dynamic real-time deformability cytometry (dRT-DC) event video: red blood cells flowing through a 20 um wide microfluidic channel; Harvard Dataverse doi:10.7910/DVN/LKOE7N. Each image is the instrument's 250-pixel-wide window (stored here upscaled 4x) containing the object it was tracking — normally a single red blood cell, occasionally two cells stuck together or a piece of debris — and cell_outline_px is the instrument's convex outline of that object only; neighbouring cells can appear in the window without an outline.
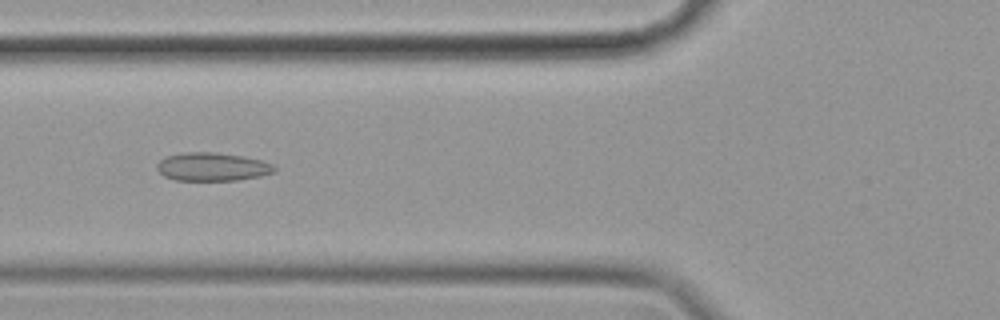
{"species": "common noctule bat (a hibernating species)", "species_latin": "Nyctalus noctula", "temperature_condition": "cold", "stored_images_in_passage": 46, "camera_frame_rate_fps": 3000, "um_per_image_px": 0.085, "animal": {"sex": "female", "body_mass_g": 19.9}, "frame": {"image": 1, "passage_image": 10, "time_ms": 3.0, "image_size_px": [1000, 320], "cell_outline_px": [[276, 172], [260, 176], [236, 180], [176, 180], [164, 176], [156, 168], [156, 164], [164, 156], [184, 152], [216, 152], [244, 156], [260, 160], [272, 164], [276, 168]], "centroid_in_image_um": [18.03, 14.17], "position_along_channel_um": 107.8, "area_um2": 19.48}}
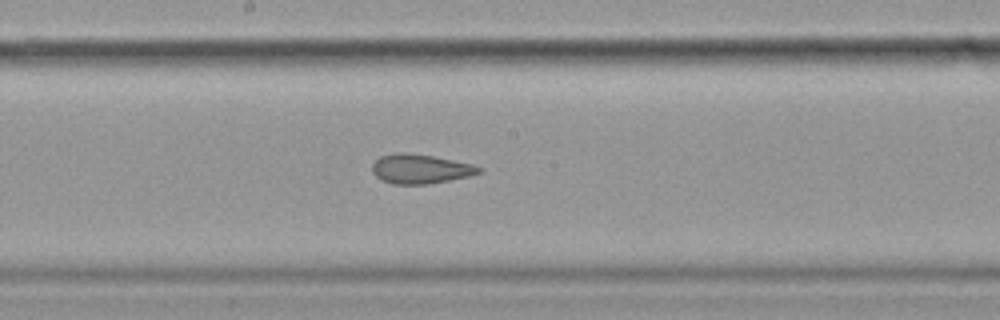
{"frame": {"image": 2, "passage_image": 19, "time_ms": 6.0, "image_size_px": [1000, 320], "cell_outline_px": [[480, 172], [472, 176], [428, 184], [392, 184], [380, 180], [372, 172], [372, 164], [380, 156], [396, 152], [404, 152], [432, 156], [472, 164], [480, 168]], "centroid_in_image_um": [35.69, 14.36], "position_along_channel_um": 212.5, "area_um2": 18.26}}
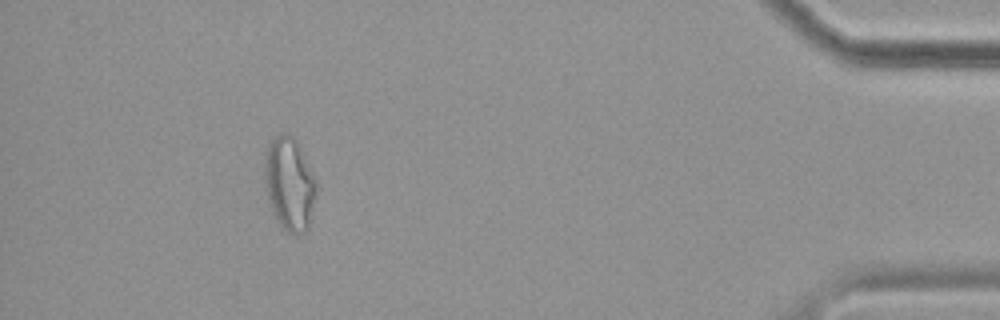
{"frame": {"image": 3, "passage_image": 41, "time_ms": 13.333, "image_size_px": [1000, 320], "cell_outline_px": [[316, 196], [308, 228], [304, 232], [288, 232], [280, 224], [272, 212], [268, 200], [264, 184], [264, 156], [268, 144], [280, 132], [288, 132], [296, 140], [316, 180]], "centroid_in_image_um": [24.58, 15.59], "position_along_channel_um": 410.6, "area_um2": 28.09}, "authors_computed_cell_mechanics": {"area_um2": 20.2011, "velocity_mm_per_s": 3.484, "shape_relaxation_time_tau1_ms": null, "shape_relaxation_time_tau2_ms": 2.6728, "deformation_change_tau1": null, "deformation_change_tau2": 0.0851}}